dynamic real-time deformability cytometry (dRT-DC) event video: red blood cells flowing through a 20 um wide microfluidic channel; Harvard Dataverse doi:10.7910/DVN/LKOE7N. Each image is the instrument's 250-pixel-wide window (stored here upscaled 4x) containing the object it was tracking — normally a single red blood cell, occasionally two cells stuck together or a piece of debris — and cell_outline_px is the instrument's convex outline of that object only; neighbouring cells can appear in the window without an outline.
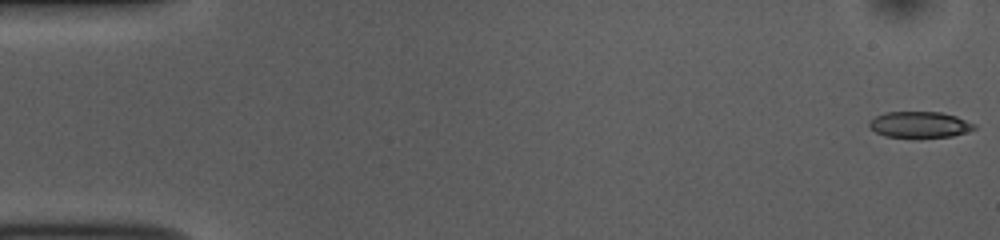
{"species": "common noctule bat (a hibernating species)", "species_latin": "Nyctalus noctula", "temperature_condition": "room temperature", "stored_images_in_passage": 52, "camera_frame_rate_fps": 3000, "um_per_image_px": 0.085, "animal": {"sex": "female", "body_mass_g": 10.0, "forearm_length_mm": 53.1}, "frame": {"image": 1, "passage_image": 1, "time_ms": 0.0, "image_size_px": [1000, 240], "cell_outline_px": [[976, 128], [952, 136], [888, 136], [876, 132], [868, 124], [876, 116], [888, 112], [940, 112], [956, 116], [976, 124]], "centroid_in_image_um": [78.2, 10.57], "position_along_channel_um": 6.8, "area_um2": 15.37}}
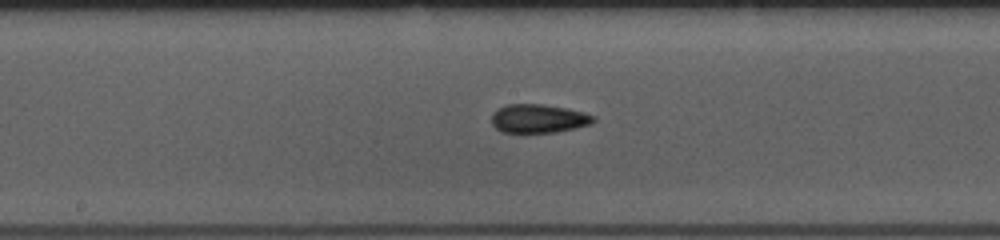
{"frame": {"image": 2, "passage_image": 27, "time_ms": 8.667, "image_size_px": [1000, 240], "cell_outline_px": [[596, 120], [592, 124], [576, 128], [556, 132], [504, 132], [496, 128], [492, 124], [492, 112], [508, 104], [540, 104], [568, 108], [584, 112], [596, 116]], "centroid_in_image_um": [45.82, 10.07], "position_along_channel_um": 202.4, "area_um2": 17.05}}
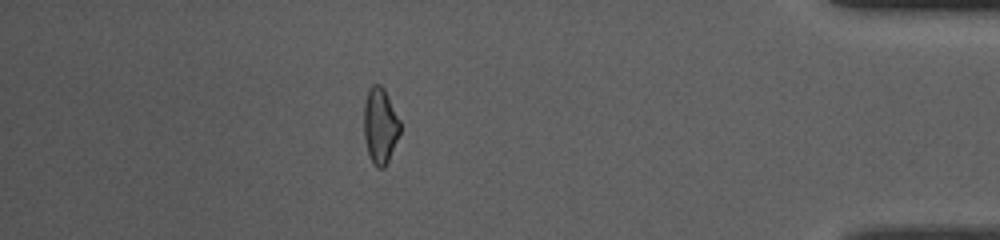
{"frame": {"image": 3, "passage_image": 46, "time_ms": 15.0, "image_size_px": [1000, 240], "cell_outline_px": [[400, 132], [388, 160], [384, 168], [376, 168], [372, 164], [368, 156], [364, 136], [364, 100], [368, 88], [372, 84], [380, 84], [384, 88], [400, 120]], "centroid_in_image_um": [32.29, 10.67], "position_along_channel_um": 402.9, "area_um2": 16.18}, "authors_computed_cell_mechanics": {"area_um2": 16.5886, "velocity_mm_per_s": 3.8447, "shape_relaxation_time_tau1_ms": 3.8153, "shape_relaxation_time_tau2_ms": 3.5538, "deformation_change_tau1": 0.1225, "deformation_change_tau2": 0.1092}}